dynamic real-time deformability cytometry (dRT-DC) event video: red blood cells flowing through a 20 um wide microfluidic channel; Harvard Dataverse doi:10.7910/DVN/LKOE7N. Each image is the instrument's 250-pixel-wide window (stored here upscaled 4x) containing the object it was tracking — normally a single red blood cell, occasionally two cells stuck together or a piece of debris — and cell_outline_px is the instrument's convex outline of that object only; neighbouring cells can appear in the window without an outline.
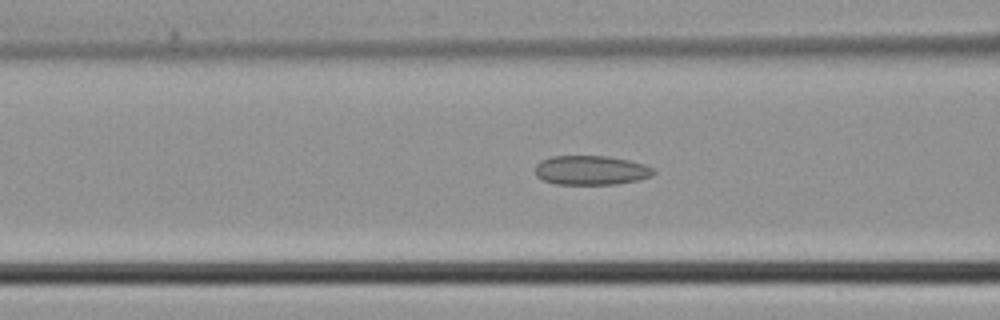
{"species": "common noctule bat (a hibernating species)", "species_latin": "Nyctalus noctula", "temperature_condition": "cold", "stored_images_in_passage": 37, "camera_frame_rate_fps": 3000, "um_per_image_px": 0.085, "animal": {"sex": "male", "body_mass_g": 21.5, "forearm_length_mm": 52.0}, "frame": {"image": 1, "passage_image": 11, "time_ms": 3.333, "image_size_px": [1000, 320], "cell_outline_px": [[656, 172], [652, 176], [640, 180], [616, 184], [556, 184], [544, 180], [536, 176], [536, 164], [540, 160], [552, 156], [608, 156], [628, 160], [644, 164], [652, 168]], "centroid_in_image_um": [50.25, 14.47], "position_along_channel_um": 116.4, "area_um2": 20.29}}
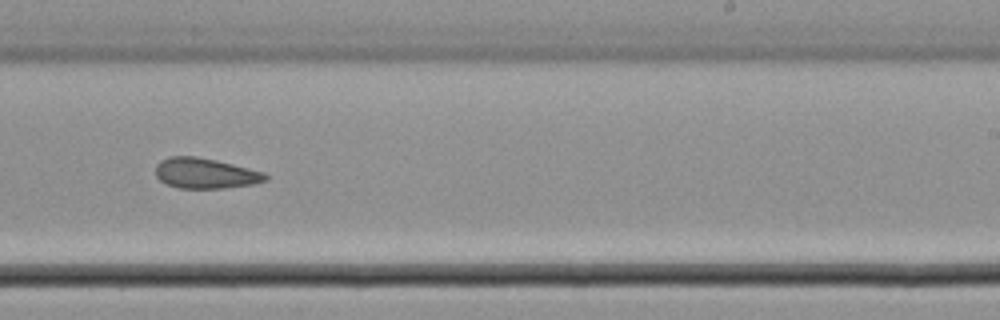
{"frame": {"image": 2, "passage_image": 21, "time_ms": 6.667, "image_size_px": [1000, 320], "cell_outline_px": [[268, 180], [252, 184], [224, 188], [180, 188], [168, 184], [160, 180], [156, 176], [156, 164], [160, 160], [172, 156], [196, 156], [216, 160], [264, 172], [268, 176]], "centroid_in_image_um": [17.45, 14.72], "position_along_channel_um": 271.6, "area_um2": 19.36}}
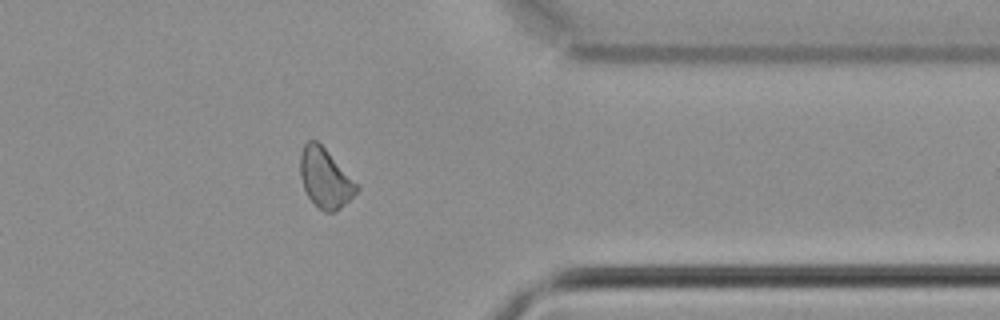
{"frame": {"image": 3, "passage_image": 29, "time_ms": 9.333, "image_size_px": [1000, 320], "cell_outline_px": [[360, 188], [340, 208], [332, 212], [324, 212], [308, 196], [304, 188], [300, 176], [300, 152], [304, 144], [308, 140], [316, 140], [324, 148]], "centroid_in_image_um": [27.6, 15.13], "position_along_channel_um": 383.8, "area_um2": 18.9}}